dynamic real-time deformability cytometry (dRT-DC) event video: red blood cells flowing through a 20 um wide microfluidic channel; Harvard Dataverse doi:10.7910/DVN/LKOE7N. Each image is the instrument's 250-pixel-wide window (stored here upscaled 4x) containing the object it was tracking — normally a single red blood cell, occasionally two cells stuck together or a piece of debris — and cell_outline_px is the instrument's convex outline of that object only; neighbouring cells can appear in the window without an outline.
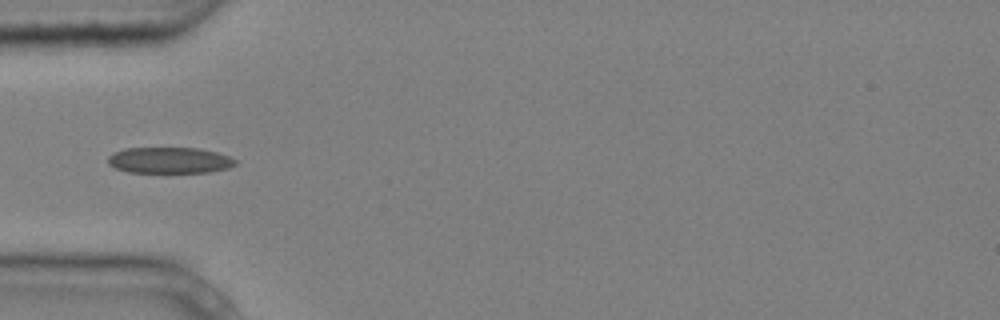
{"species": "common noctule bat (a hibernating species)", "species_latin": "Nyctalus noctula", "temperature_condition": "cold", "stored_images_in_passage": 8, "camera_frame_rate_fps": 3000, "um_per_image_px": 0.085, "animal": {"sex": "male", "body_mass_g": 20.4}, "frame": {"image": 1, "passage_image": 5, "time_ms": 1.333, "image_size_px": [1000, 320], "cell_outline_px": [[236, 164], [228, 168], [208, 172], [128, 172], [116, 168], [108, 164], [108, 156], [112, 152], [124, 148], [200, 148], [216, 152], [228, 156], [236, 160]], "centroid_in_image_um": [14.38, 13.61], "position_along_channel_um": 70.6, "area_um2": 19.36}}
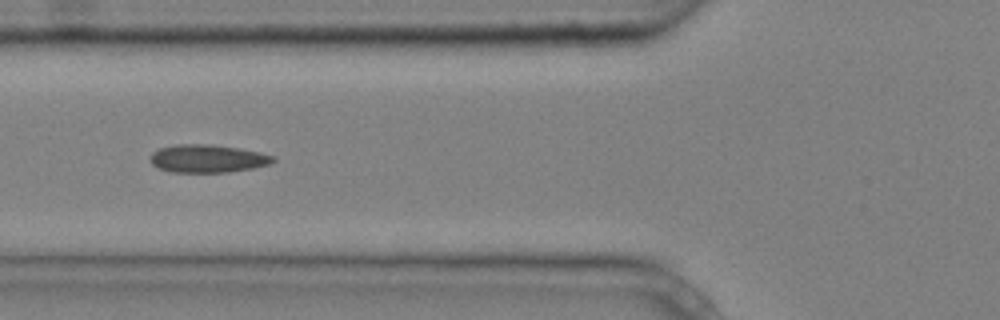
{"frame": {"image": 2, "passage_image": 6, "time_ms": 1.667, "image_size_px": [1000, 320], "cell_outline_px": [[276, 160], [272, 164], [252, 168], [228, 172], [172, 172], [160, 168], [152, 164], [152, 152], [160, 148], [176, 144], [208, 144], [240, 148], [260, 152], [276, 156]], "centroid_in_image_um": [17.71, 13.47], "position_along_channel_um": 108.1, "area_um2": 20.0}}